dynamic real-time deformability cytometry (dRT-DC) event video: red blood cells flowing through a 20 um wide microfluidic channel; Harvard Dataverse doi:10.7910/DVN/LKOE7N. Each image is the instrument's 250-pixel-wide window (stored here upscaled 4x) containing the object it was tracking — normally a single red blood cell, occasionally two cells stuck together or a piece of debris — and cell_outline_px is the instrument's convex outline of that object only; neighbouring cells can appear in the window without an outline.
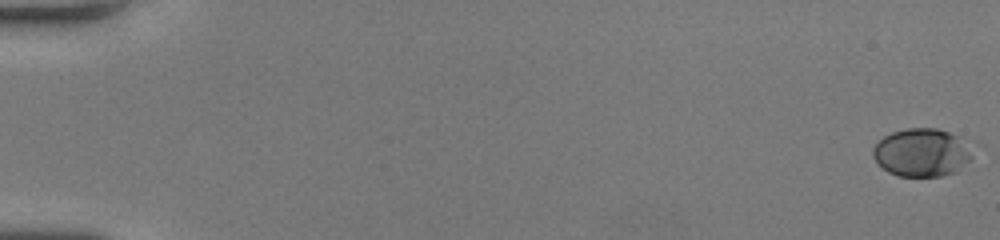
{"species": "human", "species_latin": "Homo sapiens", "temperature_condition": "room temperature", "stored_images_in_passage": 55, "camera_frame_rate_fps": 3000, "um_per_image_px": 0.085, "donor": {"sex": "female"}, "frame": {"image": 1, "passage_image": 1, "time_ms": 0.0, "image_size_px": [1000, 240], "cell_outline_px": [[972, 156], [956, 172], [940, 176], [900, 176], [888, 172], [872, 156], [872, 148], [884, 136], [892, 132], [908, 128], [936, 128], [960, 136]], "centroid_in_image_um": [78.31, 12.96], "position_along_channel_um": 6.7, "area_um2": 27.46}}
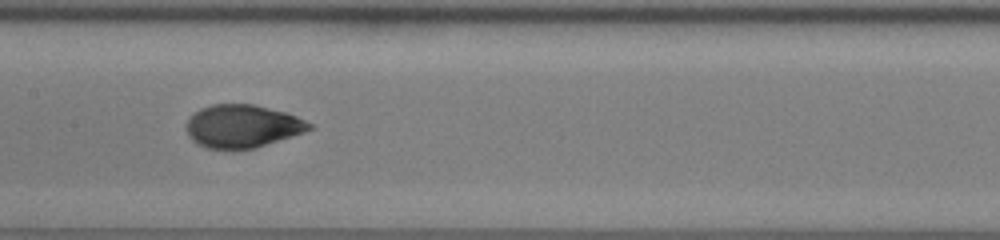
{"frame": {"image": 2, "passage_image": 30, "time_ms": 9.667, "image_size_px": [1000, 240], "cell_outline_px": [[316, 124], [312, 128], [304, 132], [252, 148], [208, 148], [196, 144], [188, 136], [188, 120], [200, 108], [212, 104], [252, 104], [284, 112], [296, 116]], "centroid_in_image_um": [20.62, 10.71], "position_along_channel_um": 186.8, "area_um2": 30.23}}
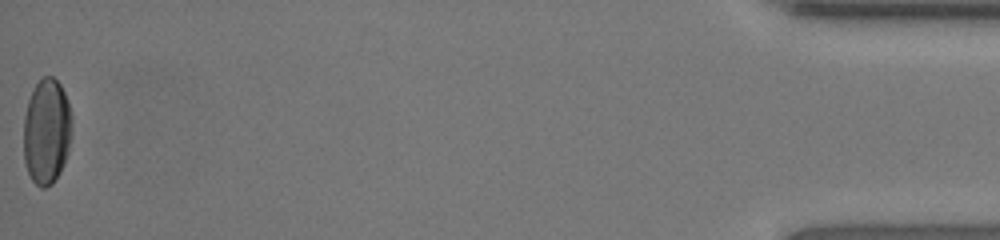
{"frame": {"image": 3, "passage_image": 55, "time_ms": 18.0, "image_size_px": [1000, 240], "cell_outline_px": [[72, 136], [68, 152], [64, 164], [60, 172], [52, 184], [44, 188], [40, 188], [32, 180], [28, 172], [24, 160], [24, 116], [28, 100], [36, 84], [44, 76], [52, 76], [60, 84], [68, 100], [72, 116]], "centroid_in_image_um": [3.98, 11.18], "position_along_channel_um": 431.2, "area_um2": 30.06}, "authors_computed_cell_mechanics": {"area_um2": 29.767, "velocity_mm_per_s": 4.0406, "shape_relaxation_time_tau1_ms": 4.4735, "shape_relaxation_time_tau2_ms": 0.6569, "deformation_change_tau1": 0.1904, "deformation_change_tau2": 0.0425}}